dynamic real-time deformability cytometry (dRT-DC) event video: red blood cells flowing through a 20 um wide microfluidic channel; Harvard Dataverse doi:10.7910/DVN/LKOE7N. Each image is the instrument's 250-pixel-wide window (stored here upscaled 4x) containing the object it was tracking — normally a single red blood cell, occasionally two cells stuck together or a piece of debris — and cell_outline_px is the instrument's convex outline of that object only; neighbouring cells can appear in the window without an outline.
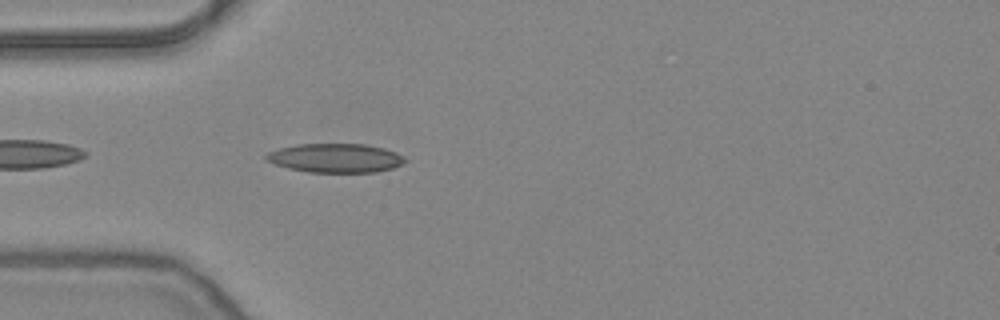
{"species": "common noctule bat (a hibernating species)", "species_latin": "Nyctalus noctula", "temperature_condition": "warm", "stored_images_in_passage": 8, "camera_frame_rate_fps": 3000, "um_per_image_px": 0.085, "animal": {"sex": "female", "body_mass_g": 24.6, "forearm_length_mm": 56.2}, "frame": {"image": 1, "passage_image": 2, "time_ms": 0.333, "image_size_px": [1000, 320], "cell_outline_px": [[408, 160], [392, 168], [376, 172], [308, 172], [288, 168], [264, 160], [264, 156], [268, 152], [280, 148], [296, 144], [364, 144], [384, 148], [396, 152], [404, 156]], "centroid_in_image_um": [28.5, 13.43], "position_along_channel_um": 56.5, "area_um2": 23.47}}
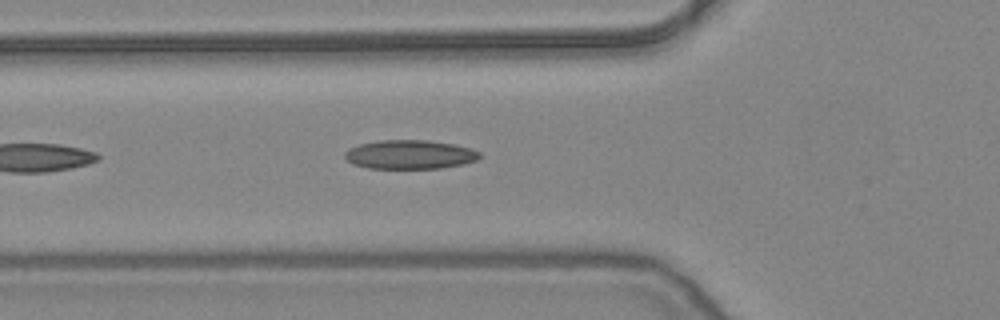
{"frame": {"image": 2, "passage_image": 5, "time_ms": 1.333, "image_size_px": [1000, 320], "cell_outline_px": [[484, 156], [476, 160], [464, 164], [440, 168], [368, 168], [352, 164], [344, 156], [344, 152], [348, 148], [360, 144], [380, 140], [428, 140], [452, 144], [472, 148], [480, 152]], "centroid_in_image_um": [34.86, 13.13], "position_along_channel_um": 90.9, "area_um2": 22.89}}